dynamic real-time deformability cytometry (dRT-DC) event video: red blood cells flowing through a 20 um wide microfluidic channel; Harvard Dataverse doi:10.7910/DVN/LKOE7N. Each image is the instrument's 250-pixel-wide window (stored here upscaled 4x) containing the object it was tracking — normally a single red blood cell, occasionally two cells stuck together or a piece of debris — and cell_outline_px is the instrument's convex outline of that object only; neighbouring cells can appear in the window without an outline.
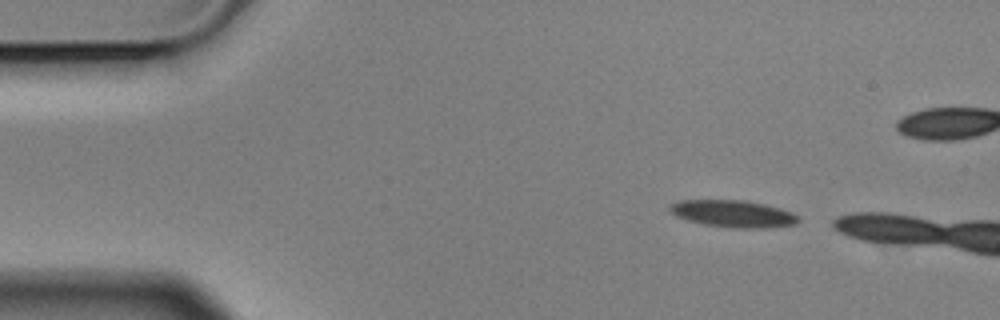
{"species": "Egyptian fruit bat (a non-hibernating species)", "species_latin": "Rousettus aegyptiacus", "temperature_condition": "cold", "stored_images_in_passage": 2, "camera_frame_rate_fps": 3000, "um_per_image_px": 0.085, "animal": {"sex": "male"}, "frame": {"image": 1, "passage_image": 1, "time_ms": 0.0, "image_size_px": [1000, 320], "cell_outline_px": [[800, 220], [796, 224], [768, 228], [732, 228], [704, 224], [688, 220], [676, 216], [668, 208], [672, 204], [680, 200], [744, 200], [764, 204], [780, 208], [792, 212], [800, 216]], "centroid_in_image_um": [62.37, 18.17], "position_along_channel_um": 22.6, "area_um2": 20.29}}